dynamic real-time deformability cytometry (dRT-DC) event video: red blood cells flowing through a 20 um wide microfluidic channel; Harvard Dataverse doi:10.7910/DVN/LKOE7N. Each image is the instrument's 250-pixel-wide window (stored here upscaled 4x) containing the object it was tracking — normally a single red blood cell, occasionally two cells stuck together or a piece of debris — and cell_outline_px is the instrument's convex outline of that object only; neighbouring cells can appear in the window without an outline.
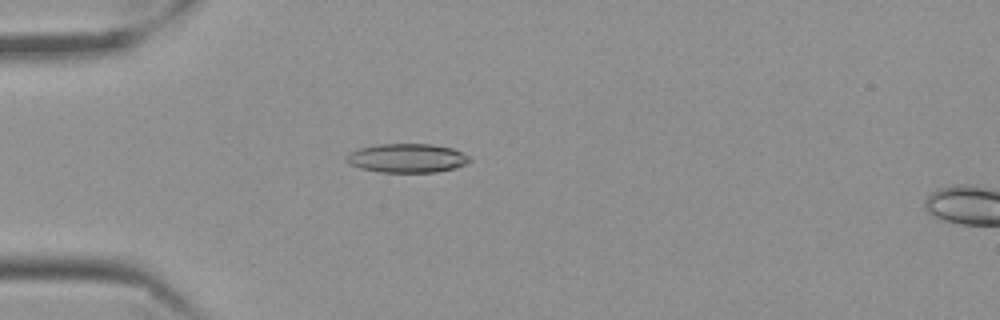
{"species": "Egyptian fruit bat (a non-hibernating species)", "species_latin": "Rousettus aegyptiacus", "temperature_condition": "cold", "stored_images_in_passage": 46, "camera_frame_rate_fps": 3000, "um_per_image_px": 0.085, "frame": {"image": 1, "passage_image": 5, "time_ms": 1.333, "image_size_px": [1000, 320], "cell_outline_px": [[472, 160], [464, 164], [452, 168], [436, 172], [380, 172], [360, 168], [348, 164], [344, 160], [344, 156], [360, 148], [376, 144], [432, 144], [452, 148], [468, 156]], "centroid_in_image_um": [34.54, 13.44], "position_along_channel_um": 50.5, "area_um2": 20.69}}
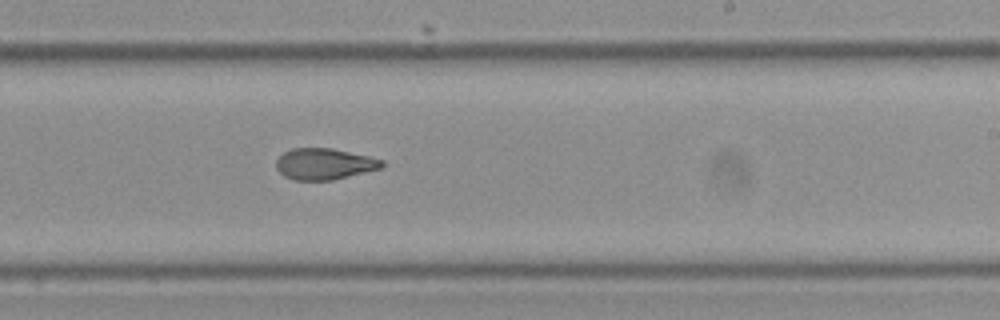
{"frame": {"image": 2, "passage_image": 24, "time_ms": 7.667, "image_size_px": [1000, 320], "cell_outline_px": [[384, 164], [380, 168], [332, 180], [292, 180], [284, 176], [276, 168], [276, 160], [284, 152], [292, 148], [332, 148], [368, 156], [384, 160]], "centroid_in_image_um": [27.54, 13.93], "position_along_channel_um": 261.5, "area_um2": 19.13}}
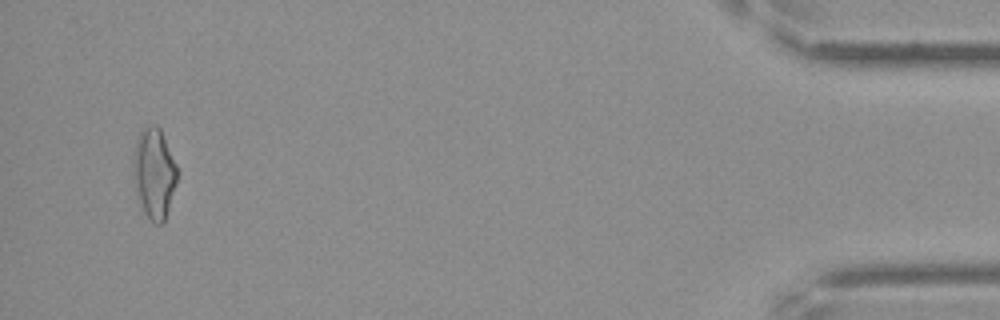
{"frame": {"image": 3, "passage_image": 44, "time_ms": 14.333, "image_size_px": [1000, 320], "cell_outline_px": [[176, 184], [164, 220], [160, 224], [156, 224], [140, 208], [136, 180], [136, 136], [144, 128], [152, 124], [156, 124], [160, 128], [176, 164]], "centroid_in_image_um": [13.14, 14.71], "position_along_channel_um": 422.1, "area_um2": 21.96}, "authors_computed_cell_mechanics": {"area_um2": 20.4612, "velocity_mm_per_s": 3.5361, "shape_relaxation_time_tau1_ms": null, "shape_relaxation_time_tau2_ms": 2.0424, "deformation_change_tau1": null, "deformation_change_tau2": 0.085}}